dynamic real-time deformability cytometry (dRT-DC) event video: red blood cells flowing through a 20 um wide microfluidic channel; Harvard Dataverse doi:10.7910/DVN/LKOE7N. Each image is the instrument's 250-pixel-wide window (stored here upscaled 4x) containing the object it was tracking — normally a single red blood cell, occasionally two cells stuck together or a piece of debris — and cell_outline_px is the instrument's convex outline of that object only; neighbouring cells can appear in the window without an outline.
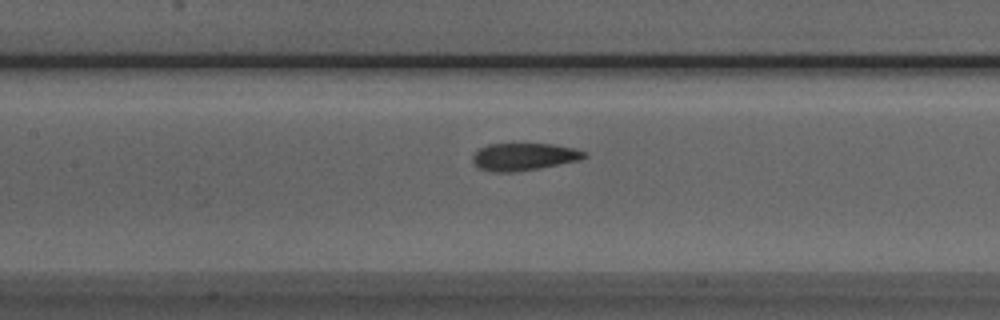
{"species": "Egyptian fruit bat (a non-hibernating species)", "species_latin": "Rousettus aegyptiacus", "temperature_condition": "room temperature", "stored_images_in_passage": 38, "camera_frame_rate_fps": 3000, "um_per_image_px": 0.085, "animal": {"sex": "male"}, "frame": {"image": 1, "passage_image": 14, "time_ms": 4.333, "image_size_px": [1000, 320], "cell_outline_px": [[588, 156], [580, 160], [536, 168], [512, 172], [496, 172], [476, 168], [472, 160], [472, 156], [480, 148], [488, 144], [552, 144], [572, 148], [584, 152]], "centroid_in_image_um": [44.48, 13.32], "position_along_channel_um": 162.9, "area_um2": 17.57}}
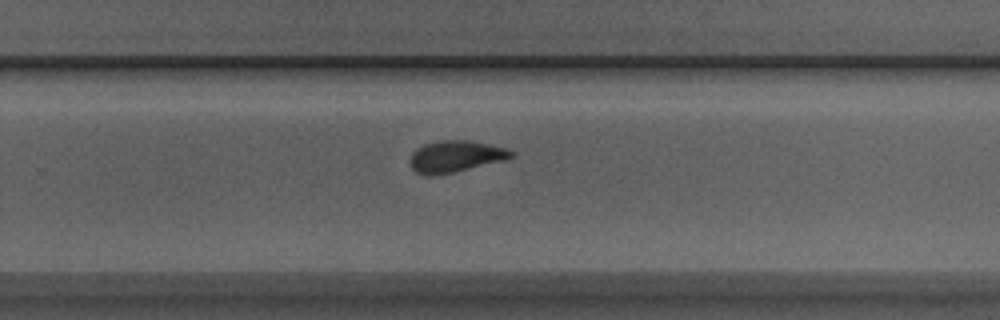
{"frame": {"image": 2, "passage_image": 24, "time_ms": 7.667, "image_size_px": [1000, 320], "cell_outline_px": [[516, 152], [512, 156], [504, 160], [452, 172], [432, 176], [424, 176], [416, 172], [408, 164], [408, 160], [412, 152], [416, 148], [424, 144], [440, 140], [468, 140], [508, 148]], "centroid_in_image_um": [38.66, 13.29], "position_along_channel_um": 291.1, "area_um2": 18.73}}
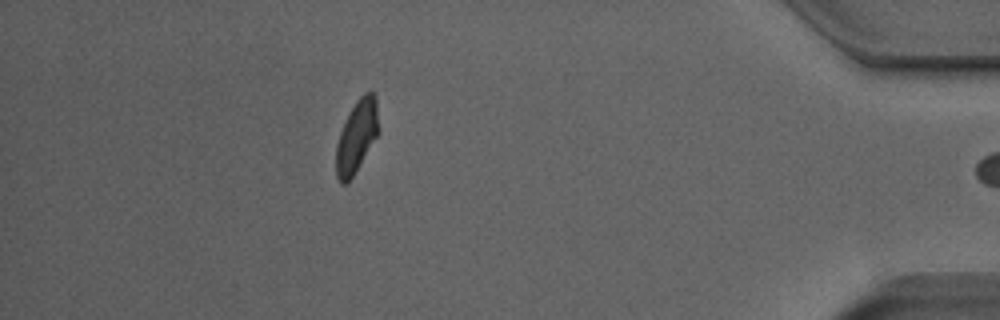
{"frame": {"image": 3, "passage_image": 37, "time_ms": 12.0, "image_size_px": [1000, 320], "cell_outline_px": [[380, 132], [348, 184], [340, 184], [336, 176], [336, 144], [340, 132], [356, 100], [364, 92], [372, 92], [376, 96], [380, 128]], "centroid_in_image_um": [30.34, 11.61], "position_along_channel_um": 404.9, "area_um2": 18.15}, "authors_computed_cell_mechanics": {"area_um2": 18.5827, "velocity_mm_per_s": 3.8579, "shape_relaxation_time_tau1_ms": 3.7274, "shape_relaxation_time_tau2_ms": 1.8338, "deformation_change_tau1": 0.1536, "deformation_change_tau2": 0.0721}}